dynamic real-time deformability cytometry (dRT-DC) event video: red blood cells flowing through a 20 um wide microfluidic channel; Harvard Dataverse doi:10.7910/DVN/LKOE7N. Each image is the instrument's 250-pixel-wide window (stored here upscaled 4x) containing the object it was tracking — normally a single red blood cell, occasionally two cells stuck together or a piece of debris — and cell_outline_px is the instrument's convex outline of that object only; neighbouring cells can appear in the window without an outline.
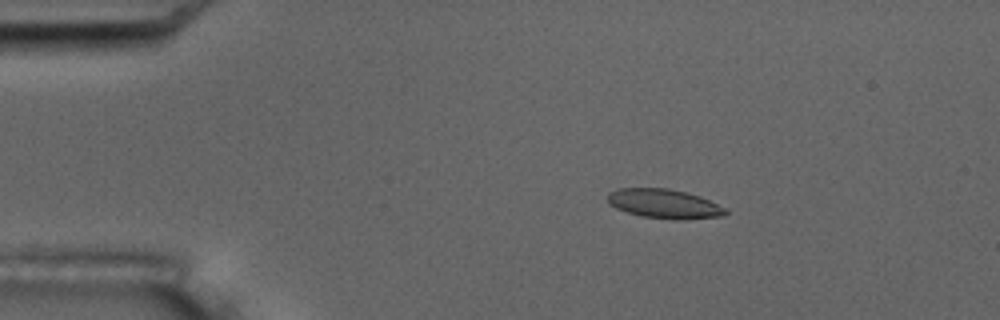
{"species": "common noctule bat (a hibernating species)", "species_latin": "Nyctalus noctula", "temperature_condition": "room temperature", "stored_images_in_passage": 5, "camera_frame_rate_fps": 3000, "um_per_image_px": 0.085, "animal": {"sex": "male", "body_mass_g": 17.5, "forearm_length_mm": 52.3}, "frame": {"image": 1, "passage_image": 3, "time_ms": 2.333, "image_size_px": [1000, 320], "cell_outline_px": [[728, 212], [724, 216], [676, 220], [672, 220], [640, 216], [616, 208], [608, 204], [608, 192], [616, 188], [668, 188], [700, 196], [724, 208]], "centroid_in_image_um": [56.41, 17.32], "position_along_channel_um": 28.6, "area_um2": 20.11}}